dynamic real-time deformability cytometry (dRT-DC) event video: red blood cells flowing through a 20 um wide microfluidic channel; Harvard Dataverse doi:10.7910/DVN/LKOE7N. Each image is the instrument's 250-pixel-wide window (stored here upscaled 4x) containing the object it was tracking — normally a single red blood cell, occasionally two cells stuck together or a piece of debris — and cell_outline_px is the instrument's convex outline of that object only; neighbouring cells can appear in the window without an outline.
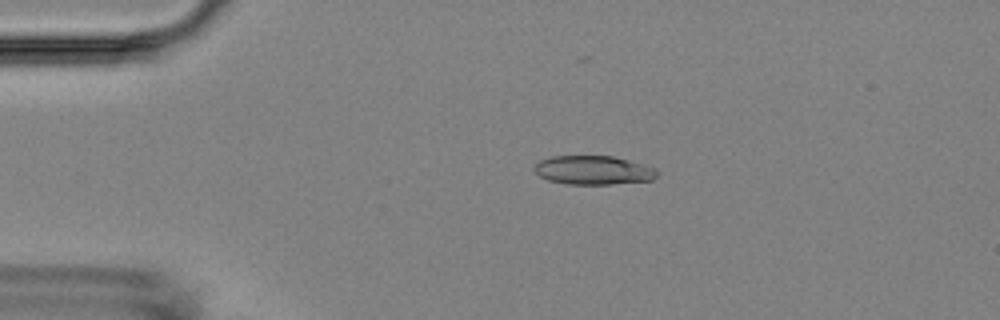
{"species": "Egyptian fruit bat (a non-hibernating species)", "species_latin": "Rousettus aegyptiacus", "temperature_condition": "room temperature", "stored_images_in_passage": 6, "camera_frame_rate_fps": 3000, "um_per_image_px": 0.085, "animal": {"sex": "female"}, "frame": {"image": 1, "passage_image": 4, "time_ms": 3.333, "image_size_px": [1000, 320], "cell_outline_px": [[656, 176], [652, 180], [612, 184], [568, 184], [548, 180], [540, 176], [532, 168], [540, 160], [552, 156], [612, 156], [644, 164], [656, 168]], "centroid_in_image_um": [50.42, 14.46], "position_along_channel_um": 34.6, "area_um2": 20.58}}